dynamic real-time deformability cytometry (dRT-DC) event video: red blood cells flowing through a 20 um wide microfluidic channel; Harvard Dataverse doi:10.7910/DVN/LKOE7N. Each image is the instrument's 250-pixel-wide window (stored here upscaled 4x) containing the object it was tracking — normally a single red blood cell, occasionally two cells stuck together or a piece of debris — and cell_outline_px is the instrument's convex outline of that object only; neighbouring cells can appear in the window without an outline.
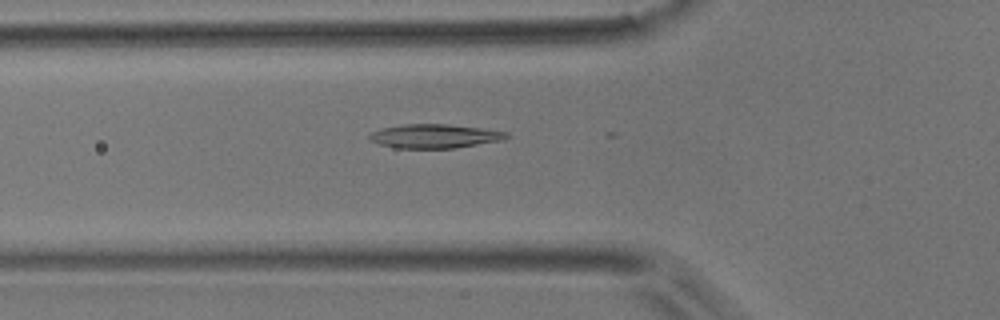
{"species": "common noctule bat (a hibernating species)", "species_latin": "Nyctalus noctula", "temperature_condition": "room temperature", "stored_images_in_passage": 17, "camera_frame_rate_fps": 3000, "um_per_image_px": 0.085, "animal": {"sex": "male", "body_mass_g": 17.9}, "frame": {"image": 1, "passage_image": 16, "time_ms": 5.0, "image_size_px": [1000, 320], "cell_outline_px": [[508, 136], [504, 140], [456, 148], [396, 148], [380, 144], [372, 140], [368, 136], [372, 132], [380, 128], [404, 124], [448, 124], [480, 128], [508, 132]], "centroid_in_image_um": [36.96, 11.57], "position_along_channel_um": 88.8, "area_um2": 19.07}}